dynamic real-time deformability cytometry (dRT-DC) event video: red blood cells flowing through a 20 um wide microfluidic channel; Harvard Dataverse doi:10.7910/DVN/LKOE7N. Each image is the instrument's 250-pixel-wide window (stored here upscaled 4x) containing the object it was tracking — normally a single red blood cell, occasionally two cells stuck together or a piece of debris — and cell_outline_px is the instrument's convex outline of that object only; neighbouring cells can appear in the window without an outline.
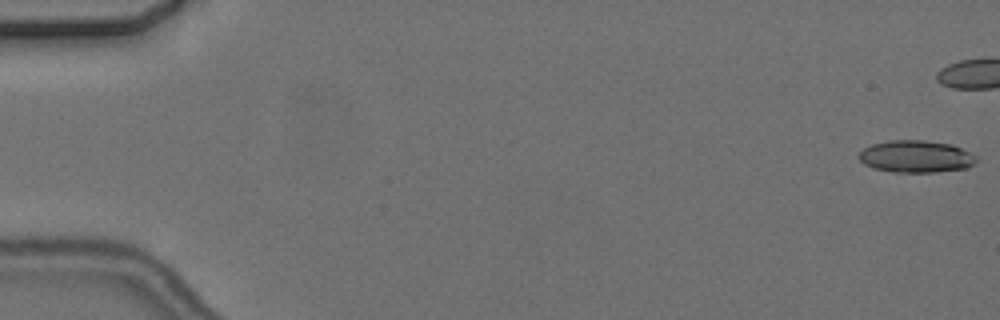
{"species": "common noctule bat (a hibernating species)", "species_latin": "Nyctalus noctula", "temperature_condition": "cold", "stored_images_in_passage": 9, "camera_frame_rate_fps": 3000, "um_per_image_px": 0.085, "animal": {"sex": "female", "body_mass_g": 24.6, "forearm_length_mm": 56.2}, "frame": {"image": 1, "passage_image": 1, "time_ms": 0.0, "image_size_px": [1000, 320], "cell_outline_px": [[976, 160], [968, 168], [936, 172], [892, 172], [872, 168], [864, 164], [856, 156], [864, 148], [872, 144], [888, 140], [924, 140], [952, 144], [976, 156]], "centroid_in_image_um": [77.81, 13.3], "position_along_channel_um": 7.2, "area_um2": 22.08}}